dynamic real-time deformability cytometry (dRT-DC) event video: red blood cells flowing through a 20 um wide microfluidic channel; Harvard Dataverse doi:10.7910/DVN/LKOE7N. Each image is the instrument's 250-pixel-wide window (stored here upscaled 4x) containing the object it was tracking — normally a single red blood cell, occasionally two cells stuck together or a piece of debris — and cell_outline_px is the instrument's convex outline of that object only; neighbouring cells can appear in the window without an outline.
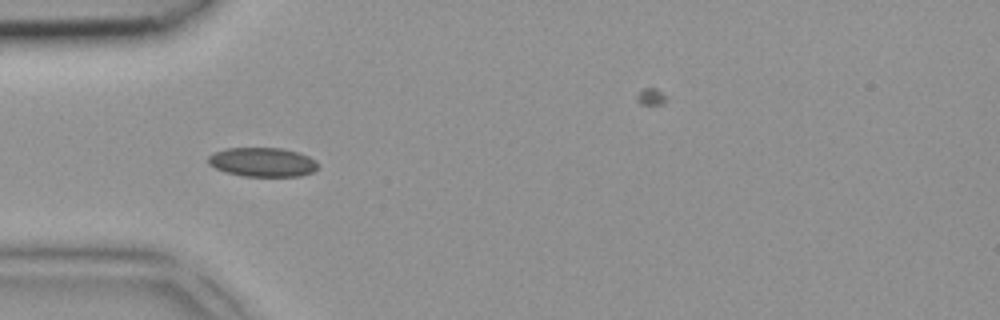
{"species": "common noctule bat (a hibernating species)", "species_latin": "Nyctalus noctula", "temperature_condition": "room temperature", "stored_images_in_passage": 4, "camera_frame_rate_fps": 3000, "um_per_image_px": 0.085, "animal": {"sex": "female", "body_mass_g": 18.4}, "frame": {"image": 1, "passage_image": 3, "time_ms": 0.667, "image_size_px": [1000, 320], "cell_outline_px": [[320, 164], [312, 172], [300, 176], [244, 176], [228, 172], [216, 168], [208, 164], [208, 156], [212, 152], [224, 148], [284, 148], [300, 152], [316, 160]], "centroid_in_image_um": [22.32, 13.76], "position_along_channel_um": 62.7, "area_um2": 18.79}}